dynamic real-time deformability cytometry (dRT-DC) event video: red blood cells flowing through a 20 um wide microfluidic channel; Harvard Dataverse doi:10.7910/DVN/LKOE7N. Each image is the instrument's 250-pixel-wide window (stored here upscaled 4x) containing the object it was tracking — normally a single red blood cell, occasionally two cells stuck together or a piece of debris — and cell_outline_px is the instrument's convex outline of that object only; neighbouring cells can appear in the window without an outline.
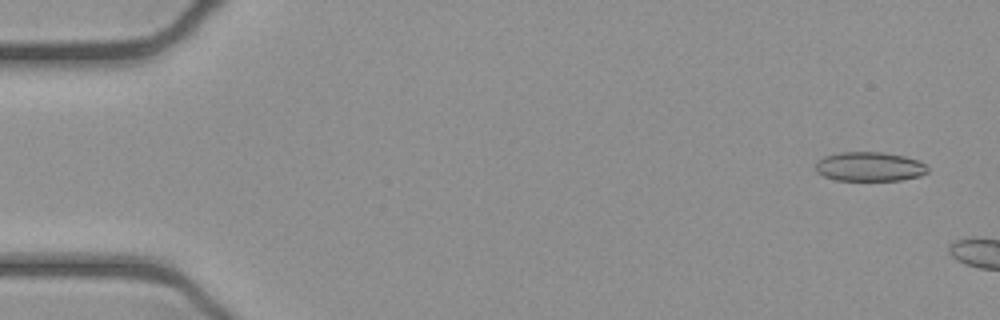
{"species": "common noctule bat (a hibernating species)", "species_latin": "Nyctalus noctula", "temperature_condition": "cold", "stored_images_in_passage": 7, "camera_frame_rate_fps": 3000, "um_per_image_px": 0.085, "animal": {"sex": "female", "body_mass_g": 21.9}, "frame": {"image": 1, "passage_image": 3, "time_ms": 0.667, "image_size_px": [1000, 320], "cell_outline_px": [[928, 172], [920, 176], [900, 180], [836, 180], [824, 176], [816, 172], [816, 160], [824, 156], [840, 152], [884, 152], [904, 156], [920, 160], [928, 168]], "centroid_in_image_um": [73.91, 14.15], "position_along_channel_um": 11.1, "area_um2": 19.25}}